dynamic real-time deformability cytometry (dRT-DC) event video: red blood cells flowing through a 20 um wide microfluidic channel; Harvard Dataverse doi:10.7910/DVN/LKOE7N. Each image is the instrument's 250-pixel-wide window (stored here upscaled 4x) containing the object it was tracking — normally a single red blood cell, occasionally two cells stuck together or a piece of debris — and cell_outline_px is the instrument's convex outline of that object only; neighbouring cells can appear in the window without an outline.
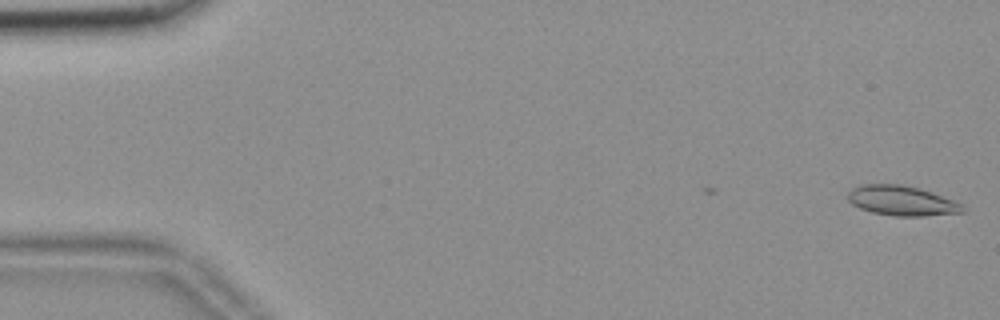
{"species": "common noctule bat (a hibernating species)", "species_latin": "Nyctalus noctula", "temperature_condition": "room temperature", "stored_images_in_passage": 49, "camera_frame_rate_fps": 3000, "um_per_image_px": 0.085, "animal": {"sex": "female", "body_mass_g": 18.4}, "frame": {"image": 1, "passage_image": 1, "time_ms": 0.0, "image_size_px": [1000, 320], "cell_outline_px": [[964, 212], [924, 216], [896, 216], [872, 212], [860, 208], [852, 204], [848, 200], [848, 192], [852, 188], [860, 184], [904, 184], [932, 192], [952, 200], [960, 204], [964, 208]], "centroid_in_image_um": [76.61, 17.05], "position_along_channel_um": 8.4, "area_um2": 19.88}}
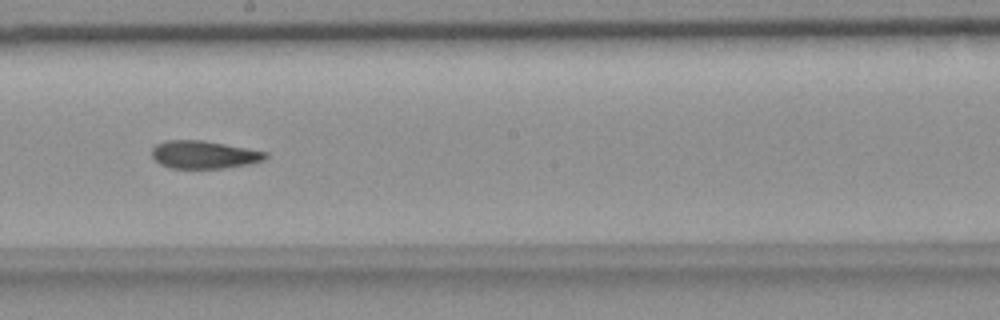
{"frame": {"image": 2, "passage_image": 31, "time_ms": 10.0, "image_size_px": [1000, 320], "cell_outline_px": [[268, 156], [264, 160], [248, 164], [224, 168], [168, 168], [160, 164], [152, 156], [152, 148], [156, 144], [164, 140], [204, 140], [268, 152]], "centroid_in_image_um": [17.32, 13.14], "position_along_channel_um": 230.9, "area_um2": 18.5}}
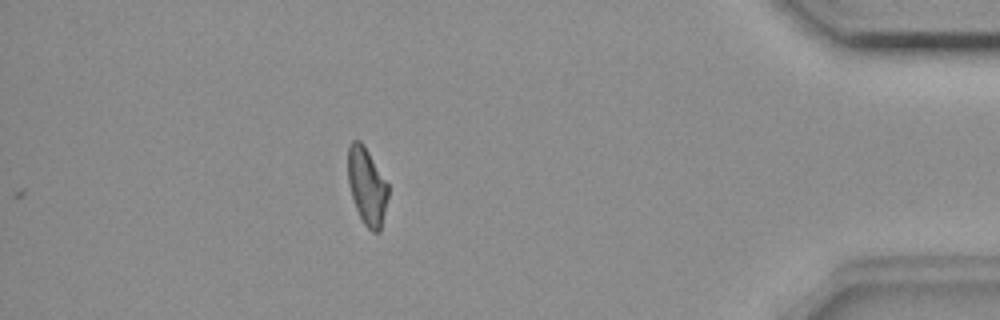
{"frame": {"image": 3, "passage_image": 49, "time_ms": 16.0, "image_size_px": [1000, 320], "cell_outline_px": [[388, 196], [380, 232], [372, 232], [364, 224], [356, 208], [348, 184], [348, 148], [352, 140], [360, 140], [364, 144], [388, 184]], "centroid_in_image_um": [31.18, 15.81], "position_along_channel_um": 404.0, "area_um2": 17.98}, "authors_computed_cell_mechanics": {"area_um2": 19.0162, "velocity_mm_per_s": 3.6456, "shape_relaxation_time_tau1_ms": null, "shape_relaxation_time_tau2_ms": 3.5593, "deformation_change_tau1": null, "deformation_change_tau2": 0.0956}}